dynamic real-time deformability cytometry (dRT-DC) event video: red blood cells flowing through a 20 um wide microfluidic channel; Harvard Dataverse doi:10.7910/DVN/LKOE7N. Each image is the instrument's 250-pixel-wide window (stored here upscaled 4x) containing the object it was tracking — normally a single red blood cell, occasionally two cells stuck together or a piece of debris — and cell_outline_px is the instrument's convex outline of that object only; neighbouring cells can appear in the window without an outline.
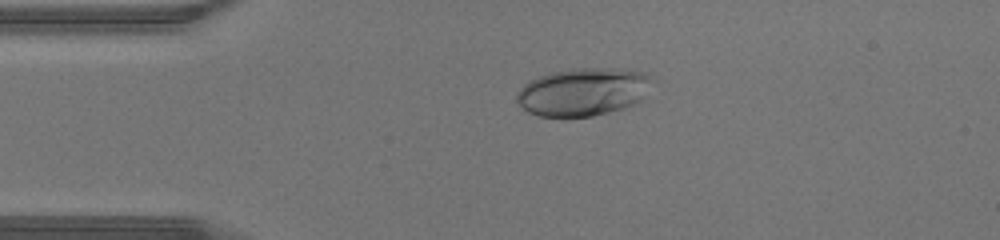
{"species": "human", "species_latin": "Homo sapiens", "temperature_condition": "warm", "stored_images_in_passage": 37, "camera_frame_rate_fps": 3000, "um_per_image_px": 0.085, "donor": {"sex": "male"}, "frame": {"image": 1, "passage_image": 2, "time_ms": 0.333, "image_size_px": [1000, 240], "cell_outline_px": [[656, 80], [640, 100], [636, 104], [624, 108], [592, 116], [540, 116], [528, 112], [516, 100], [516, 92], [528, 80], [552, 72], [572, 68], [616, 68], [644, 72], [652, 76]], "centroid_in_image_um": [49.6, 7.79], "position_along_channel_um": 35.4, "area_um2": 38.03}}
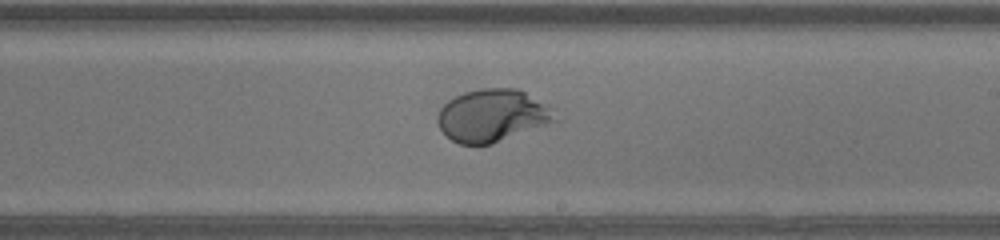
{"frame": {"image": 2, "passage_image": 18, "time_ms": 5.667, "image_size_px": [1000, 240], "cell_outline_px": [[556, 120], [492, 144], [460, 144], [452, 140], [440, 128], [436, 120], [436, 116], [440, 108], [448, 100], [464, 92], [480, 88], [520, 88], [552, 108]], "centroid_in_image_um": [41.81, 9.8], "position_along_channel_um": 247.2, "area_um2": 35.6}}
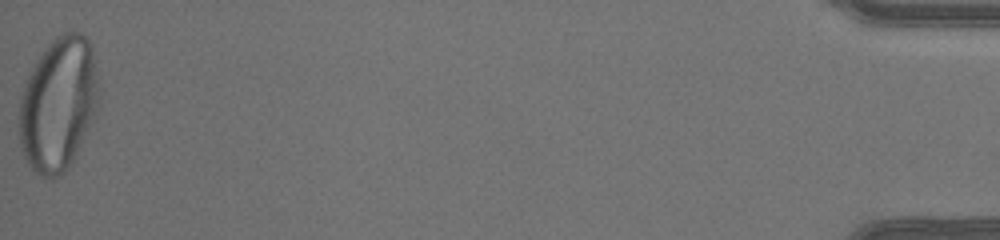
{"frame": {"image": 3, "passage_image": 37, "time_ms": 12.0, "image_size_px": [1000, 240], "cell_outline_px": [[96, 100], [88, 124], [76, 152], [72, 160], [64, 172], [52, 180], [40, 176], [28, 164], [20, 148], [20, 96], [24, 84], [32, 68], [48, 44], [60, 32], [84, 32], [88, 36], [92, 44], [96, 72]], "centroid_in_image_um": [4.91, 8.8], "position_along_channel_um": 430.3, "area_um2": 60.86}}